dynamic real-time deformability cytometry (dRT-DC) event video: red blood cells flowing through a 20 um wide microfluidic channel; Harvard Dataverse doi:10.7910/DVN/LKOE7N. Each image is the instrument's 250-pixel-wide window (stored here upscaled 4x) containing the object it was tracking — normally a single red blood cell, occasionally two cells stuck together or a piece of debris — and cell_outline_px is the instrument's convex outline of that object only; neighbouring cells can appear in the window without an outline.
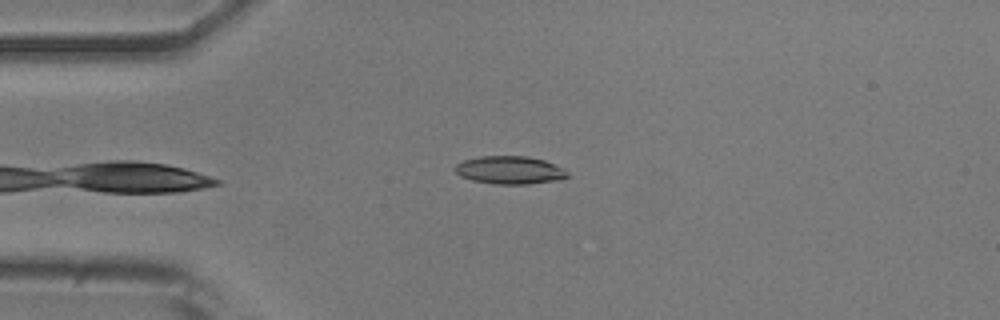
{"species": "common noctule bat (a hibernating species)", "species_latin": "Nyctalus noctula", "temperature_condition": "room temperature", "stored_images_in_passage": 4, "camera_frame_rate_fps": 3000, "um_per_image_px": 0.085, "animal": {"sex": "male", "body_mass_g": 20.5, "forearm_length_mm": 52.5}, "frame": {"image": 1, "passage_image": 4, "time_ms": 3.333, "image_size_px": [1000, 320], "cell_outline_px": [[568, 176], [560, 180], [528, 184], [492, 184], [472, 180], [460, 176], [452, 168], [456, 164], [464, 160], [480, 156], [528, 156], [544, 160], [564, 168], [568, 172]], "centroid_in_image_um": [43.32, 14.46], "position_along_channel_um": 41.7, "area_um2": 18.5}}